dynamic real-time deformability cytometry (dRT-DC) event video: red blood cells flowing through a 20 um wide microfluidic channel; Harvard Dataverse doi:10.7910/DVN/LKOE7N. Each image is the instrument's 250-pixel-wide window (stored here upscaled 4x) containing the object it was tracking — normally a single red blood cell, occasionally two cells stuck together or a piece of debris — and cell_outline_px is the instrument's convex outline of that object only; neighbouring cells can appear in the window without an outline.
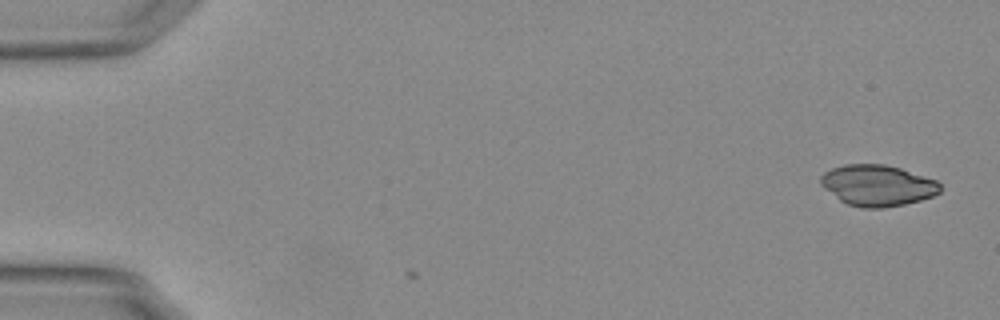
{"species": "Egyptian fruit bat (a non-hibernating species)", "species_latin": "Rousettus aegyptiacus", "temperature_condition": "warm", "stored_images_in_passage": 2, "camera_frame_rate_fps": 3000, "um_per_image_px": 0.085, "animal": {"sex": "female"}, "frame": {"image": 1, "passage_image": 2, "time_ms": 0.333, "image_size_px": [1000, 320], "cell_outline_px": [[940, 192], [932, 196], [920, 200], [904, 204], [884, 208], [860, 208], [848, 204], [840, 200], [824, 188], [820, 184], [820, 176], [824, 172], [832, 168], [844, 164], [884, 164], [900, 168], [936, 180], [940, 184]], "centroid_in_image_um": [74.57, 15.76], "position_along_channel_um": 10.4, "area_um2": 28.55}}